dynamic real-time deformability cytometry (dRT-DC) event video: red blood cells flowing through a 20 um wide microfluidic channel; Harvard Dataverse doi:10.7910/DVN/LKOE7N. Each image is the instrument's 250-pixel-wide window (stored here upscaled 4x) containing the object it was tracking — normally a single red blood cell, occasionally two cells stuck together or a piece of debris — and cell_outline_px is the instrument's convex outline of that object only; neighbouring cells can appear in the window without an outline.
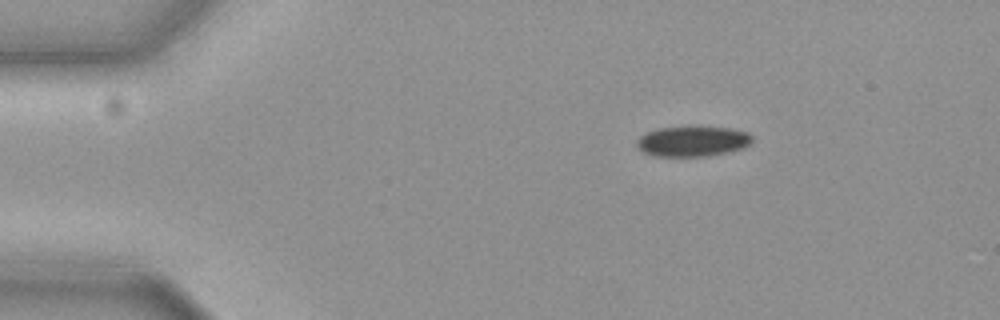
{"species": "common noctule bat (a hibernating species)", "species_latin": "Nyctalus noctula", "temperature_condition": "cold", "stored_images_in_passage": 48, "camera_frame_rate_fps": 3000, "um_per_image_px": 0.085, "animal": {"sex": "female", "body_mass_g": 19.3, "forearm_length_mm": 54.1}, "frame": {"image": 1, "passage_image": 1, "time_ms": 0.0, "image_size_px": [1000, 320], "cell_outline_px": [[752, 140], [744, 148], [728, 152], [708, 156], [652, 156], [644, 152], [636, 144], [640, 136], [648, 132], [660, 128], [728, 128], [748, 132], [752, 136]], "centroid_in_image_um": [58.89, 12.03], "position_along_channel_um": 26.1, "area_um2": 19.88}}
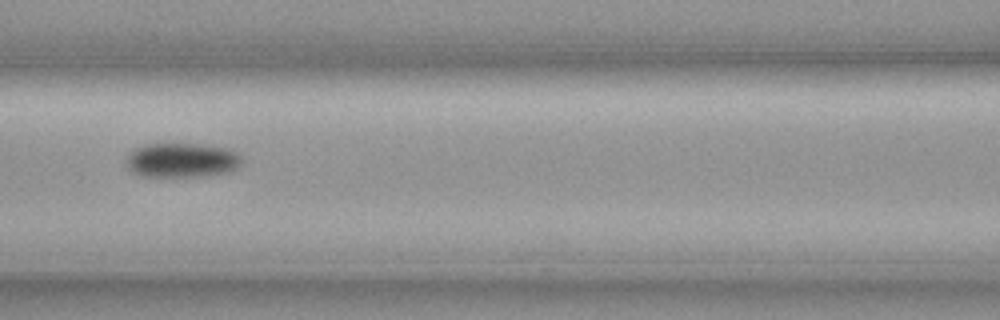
{"frame": {"image": 2, "passage_image": 17, "time_ms": 5.333, "image_size_px": [1000, 320], "cell_outline_px": [[244, 164], [232, 172], [208, 176], [140, 176], [132, 172], [128, 168], [124, 160], [128, 152], [132, 148], [144, 144], [160, 140], [184, 140], [212, 144], [228, 148], [236, 152], [244, 160]], "centroid_in_image_um": [15.46, 13.53], "position_along_channel_um": 151.1, "area_um2": 25.43}}
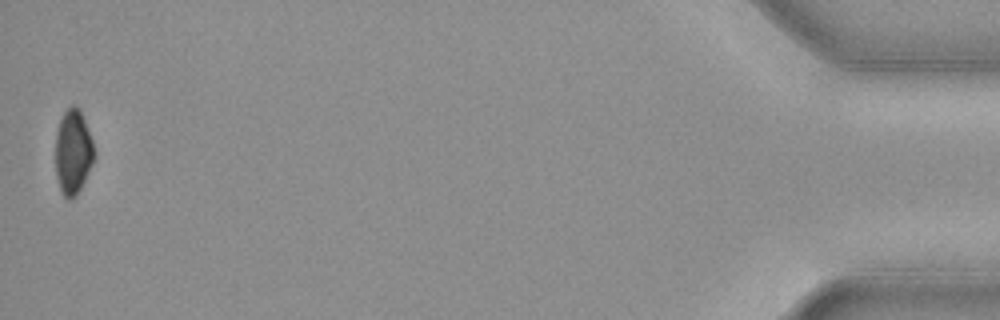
{"frame": {"image": 3, "passage_image": 48, "time_ms": 15.667, "image_size_px": [1000, 320], "cell_outline_px": [[96, 156], [76, 196], [68, 200], [64, 196], [60, 188], [56, 176], [56, 132], [60, 120], [64, 112], [72, 104], [80, 108], [92, 140], [96, 152]], "centroid_in_image_um": [6.22, 12.9], "position_along_channel_um": 429.0, "area_um2": 19.07}, "authors_computed_cell_mechanics": {"area_um2": 22.8021, "velocity_mm_per_s": 3.6561, "shape_relaxation_time_tau1_ms": 2.0131, "shape_relaxation_time_tau2_ms": null, "deformation_change_tau1": 0.0699, "deformation_change_tau2": null}}